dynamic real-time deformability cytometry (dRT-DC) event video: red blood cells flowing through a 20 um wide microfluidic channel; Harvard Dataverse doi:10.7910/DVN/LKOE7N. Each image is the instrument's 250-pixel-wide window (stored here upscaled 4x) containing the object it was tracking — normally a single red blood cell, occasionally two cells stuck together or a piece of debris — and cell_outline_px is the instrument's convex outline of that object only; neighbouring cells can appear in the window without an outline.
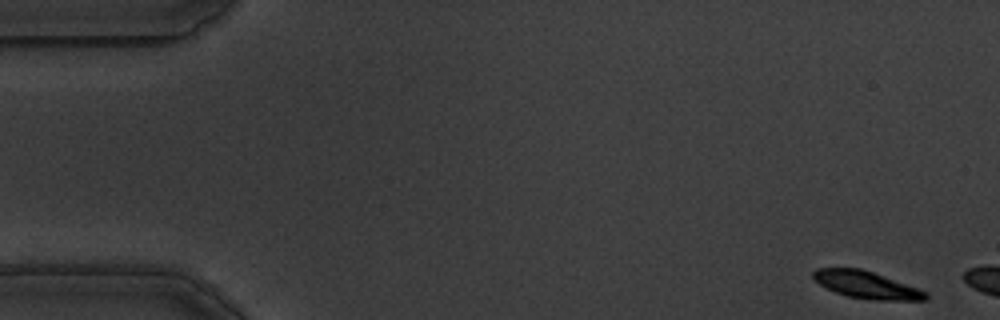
{"species": "common noctule bat (a hibernating species)", "species_latin": "Nyctalus noctula", "temperature_condition": "warm", "stored_images_in_passage": 5, "camera_frame_rate_fps": 3000, "um_per_image_px": 0.085, "animal": {"sex": "male", "body_mass_g": 19.5, "forearm_length_mm": 54.6}, "frame": {"image": 1, "passage_image": 1, "time_ms": 0.0, "image_size_px": [1000, 320], "cell_outline_px": [[928, 296], [924, 300], [876, 300], [848, 296], [836, 292], [812, 280], [812, 272], [816, 268], [860, 268], [872, 272], [928, 292]], "centroid_in_image_um": [73.6, 24.2], "position_along_channel_um": 11.4, "area_um2": 17.51}}